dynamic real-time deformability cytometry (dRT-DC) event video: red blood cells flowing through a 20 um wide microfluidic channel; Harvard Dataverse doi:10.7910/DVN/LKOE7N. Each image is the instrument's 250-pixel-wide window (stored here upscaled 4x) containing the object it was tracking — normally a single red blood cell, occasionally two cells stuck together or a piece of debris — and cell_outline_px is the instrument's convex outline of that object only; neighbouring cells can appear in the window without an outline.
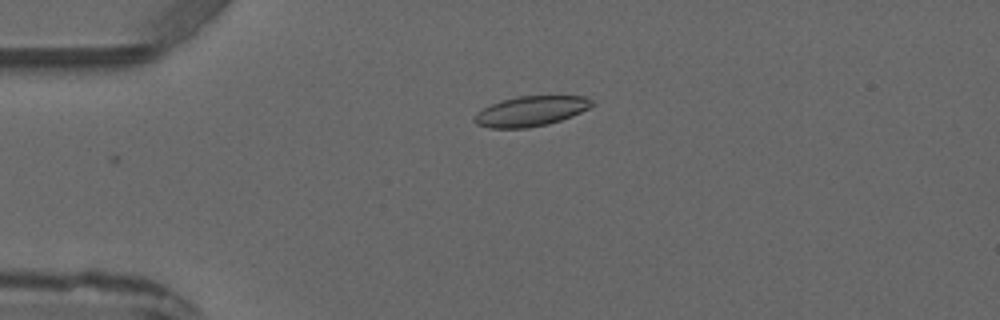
{"species": "common noctule bat (a hibernating species)", "species_latin": "Nyctalus noctula", "temperature_condition": "warm", "stored_images_in_passage": 3, "camera_frame_rate_fps": 3000, "um_per_image_px": 0.085, "animal": {"sex": "male", "forearm_length_mm": 52.5}, "frame": {"image": 1, "passage_image": 3, "time_ms": 2.667, "image_size_px": [1000, 320], "cell_outline_px": [[596, 104], [572, 116], [548, 124], [528, 128], [488, 128], [476, 124], [472, 120], [476, 112], [500, 100], [520, 96], [588, 96]], "centroid_in_image_um": [45.11, 9.45], "position_along_channel_um": 39.9, "area_um2": 20.69}}